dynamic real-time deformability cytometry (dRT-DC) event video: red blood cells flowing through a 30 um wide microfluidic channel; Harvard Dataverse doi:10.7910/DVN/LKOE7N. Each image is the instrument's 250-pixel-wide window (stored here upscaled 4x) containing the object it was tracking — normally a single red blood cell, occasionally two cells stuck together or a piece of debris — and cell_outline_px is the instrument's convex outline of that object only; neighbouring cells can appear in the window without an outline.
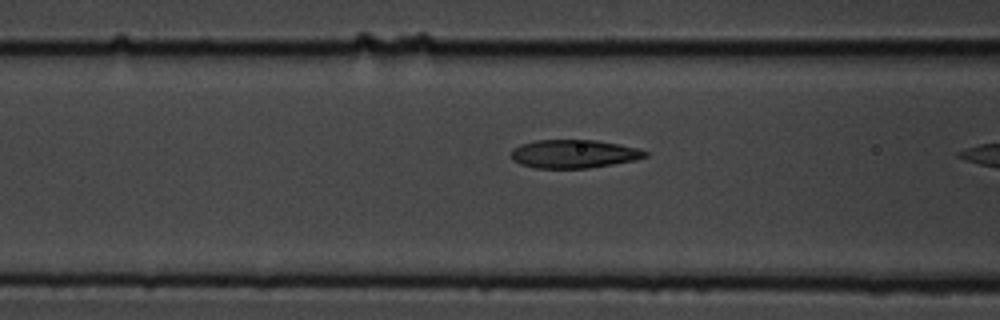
{"species": "common noctule bat (a hibernating species)", "species_latin": "Nyctalus noctula", "temperature_condition": "cold", "stored_images_in_passage": 9, "camera_frame_rate_fps": 3000, "um_per_image_px": 0.085, "animal": {"sex": "male", "body_mass_g": 19.5, "forearm_length_mm": 54.6}, "frame": {"image": 1, "passage_image": 8, "time_ms": 2.333, "image_size_px": [1000, 320], "cell_outline_px": [[648, 156], [636, 160], [588, 168], [536, 168], [520, 164], [512, 160], [512, 148], [520, 144], [536, 140], [596, 140], [620, 144], [636, 148], [648, 152]], "centroid_in_image_um": [48.77, 13.08], "position_along_channel_um": 117.8, "area_um2": 22.2}}